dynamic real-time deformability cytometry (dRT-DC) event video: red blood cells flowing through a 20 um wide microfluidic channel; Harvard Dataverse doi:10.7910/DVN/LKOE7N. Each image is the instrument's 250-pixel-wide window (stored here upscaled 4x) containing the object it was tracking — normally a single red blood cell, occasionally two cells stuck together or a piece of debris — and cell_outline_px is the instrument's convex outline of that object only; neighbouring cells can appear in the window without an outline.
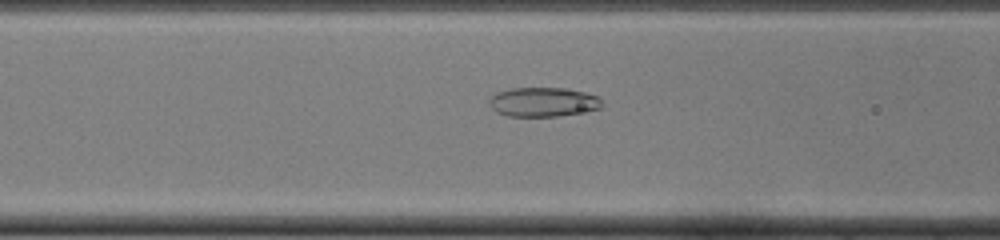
{"species": "common noctule bat (a hibernating species)", "species_latin": "Nyctalus noctula", "temperature_condition": "cold", "stored_images_in_passage": 48, "camera_frame_rate_fps": 3000, "um_per_image_px": 0.085, "animal": {"sex": "female", "body_mass_g": 22.0, "forearm_length_mm": 56.7}, "frame": {"image": 1, "passage_image": 19, "time_ms": 6.0, "image_size_px": [1000, 240], "cell_outline_px": [[604, 104], [600, 108], [556, 116], [508, 116], [496, 112], [492, 108], [488, 100], [496, 92], [512, 88], [568, 88], [600, 96]], "centroid_in_image_um": [46.17, 8.66], "position_along_channel_um": 120.4, "area_um2": 19.25}}
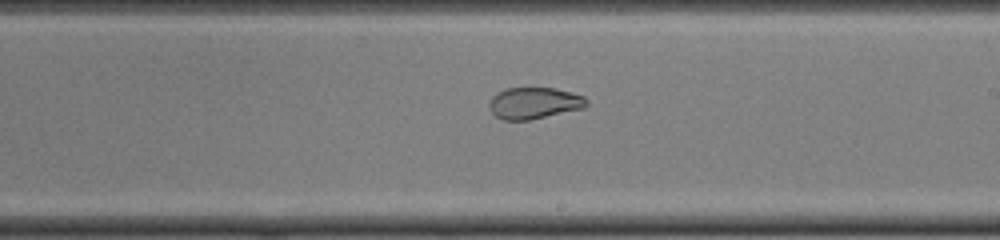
{"frame": {"image": 2, "passage_image": 28, "time_ms": 9.0, "image_size_px": [1000, 240], "cell_outline_px": [[588, 104], [584, 108], [528, 120], [504, 120], [496, 116], [488, 108], [488, 104], [492, 96], [508, 88], [556, 88], [572, 92], [584, 96], [588, 100]], "centroid_in_image_um": [45.42, 8.76], "position_along_channel_um": 243.6, "area_um2": 17.86}}
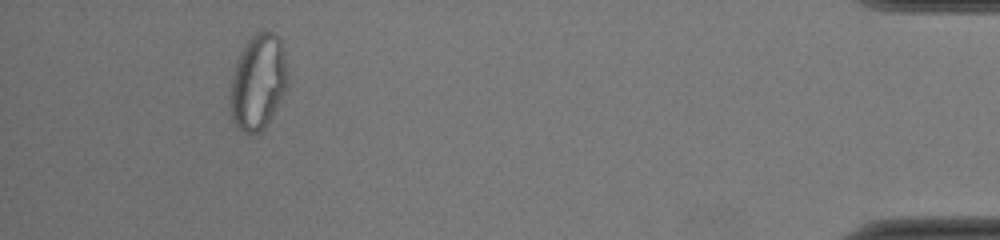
{"frame": {"image": 3, "passage_image": 45, "time_ms": 14.667, "image_size_px": [1000, 240], "cell_outline_px": [[288, 88], [264, 128], [260, 132], [244, 132], [232, 120], [232, 76], [240, 52], [248, 40], [256, 32], [272, 32], [280, 36], [284, 52], [288, 84]], "centroid_in_image_um": [21.98, 6.93], "position_along_channel_um": 413.2, "area_um2": 31.33}, "authors_computed_cell_mechanics": {"area_um2": 23.5535, "velocity_mm_per_s": 4.1187, "shape_relaxation_time_tau1_ms": null, "shape_relaxation_time_tau2_ms": 1.183, "deformation_change_tau1": null, "deformation_change_tau2": 0.062}}